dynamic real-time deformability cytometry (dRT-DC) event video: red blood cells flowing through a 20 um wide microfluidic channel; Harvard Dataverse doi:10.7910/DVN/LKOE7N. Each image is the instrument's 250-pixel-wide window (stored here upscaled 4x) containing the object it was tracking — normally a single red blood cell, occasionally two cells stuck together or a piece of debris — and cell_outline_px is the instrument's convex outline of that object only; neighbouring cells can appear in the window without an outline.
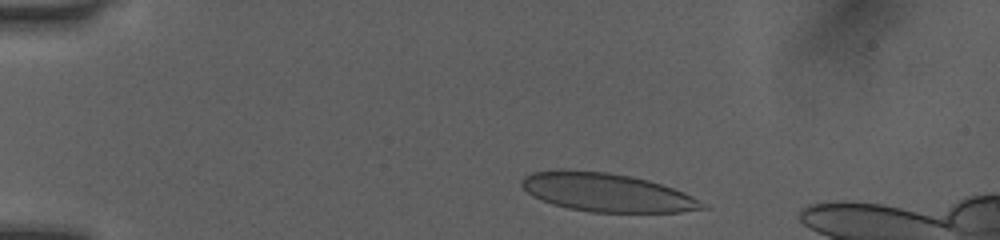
{"species": "human", "species_latin": "Homo sapiens", "temperature_condition": "room temperature", "stored_images_in_passage": 36, "camera_frame_rate_fps": 3000, "um_per_image_px": 0.085, "donor": {"sex": "female"}, "frame": {"image": 1, "passage_image": 1, "time_ms": 0.0, "image_size_px": [1000, 240], "cell_outline_px": [[708, 208], [680, 212], [588, 212], [568, 208], [552, 204], [540, 200], [532, 196], [520, 184], [520, 180], [524, 176], [532, 172], [604, 172], [632, 176], [648, 180], [684, 192], [692, 196], [704, 204]], "centroid_in_image_um": [51.6, 16.39], "position_along_channel_um": 33.4, "area_um2": 39.65}}
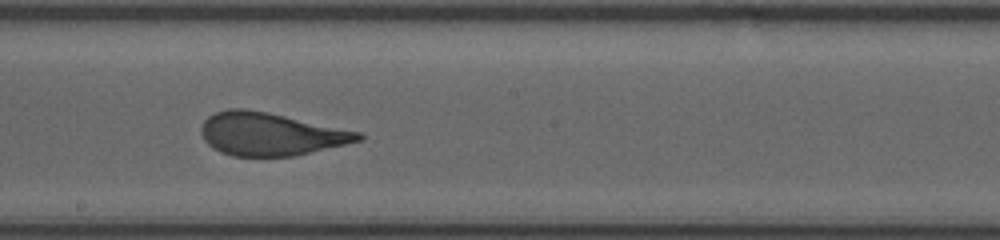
{"frame": {"image": 2, "passage_image": 20, "time_ms": 6.333, "image_size_px": [1000, 240], "cell_outline_px": [[364, 140], [296, 156], [232, 156], [220, 152], [212, 148], [204, 140], [200, 132], [200, 128], [204, 120], [208, 116], [216, 112], [228, 108], [244, 108], [268, 112], [364, 132]], "centroid_in_image_um": [23.03, 11.39], "position_along_channel_um": 225.2, "area_um2": 39.82}}
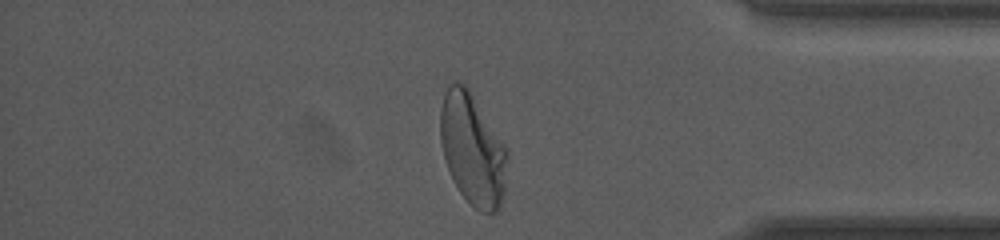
{"frame": {"image": 3, "passage_image": 34, "time_ms": 11.0, "image_size_px": [1000, 240], "cell_outline_px": [[508, 160], [504, 192], [500, 204], [496, 212], [480, 212], [460, 192], [452, 180], [444, 160], [440, 140], [440, 108], [444, 92], [452, 84], [464, 84], [468, 88], [508, 148]], "centroid_in_image_um": [40.17, 12.7], "position_along_channel_um": 395.0, "area_um2": 43.58}, "authors_computed_cell_mechanics": {"area_um2": 40.2288, "velocity_mm_per_s": 4.0577, "shape_relaxation_time_tau1_ms": 5.3606, "shape_relaxation_time_tau2_ms": null, "deformation_change_tau1": 0.2089, "deformation_change_tau2": null}}